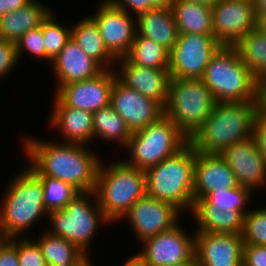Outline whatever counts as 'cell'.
<instances>
[{"label":"cell","instance_id":"cell-28","mask_svg":"<svg viewBox=\"0 0 266 266\" xmlns=\"http://www.w3.org/2000/svg\"><path fill=\"white\" fill-rule=\"evenodd\" d=\"M48 266H78L88 256L68 240L47 231L36 240Z\"/></svg>","mask_w":266,"mask_h":266},{"label":"cell","instance_id":"cell-43","mask_svg":"<svg viewBox=\"0 0 266 266\" xmlns=\"http://www.w3.org/2000/svg\"><path fill=\"white\" fill-rule=\"evenodd\" d=\"M32 0H0V17L27 5Z\"/></svg>","mask_w":266,"mask_h":266},{"label":"cell","instance_id":"cell-21","mask_svg":"<svg viewBox=\"0 0 266 266\" xmlns=\"http://www.w3.org/2000/svg\"><path fill=\"white\" fill-rule=\"evenodd\" d=\"M58 89L64 84L90 79L104 69L86 55L70 37L57 57L51 62Z\"/></svg>","mask_w":266,"mask_h":266},{"label":"cell","instance_id":"cell-4","mask_svg":"<svg viewBox=\"0 0 266 266\" xmlns=\"http://www.w3.org/2000/svg\"><path fill=\"white\" fill-rule=\"evenodd\" d=\"M19 172L9 180L0 205V231L9 238L21 237L38 218L48 216L41 179L28 166Z\"/></svg>","mask_w":266,"mask_h":266},{"label":"cell","instance_id":"cell-8","mask_svg":"<svg viewBox=\"0 0 266 266\" xmlns=\"http://www.w3.org/2000/svg\"><path fill=\"white\" fill-rule=\"evenodd\" d=\"M215 104L211 91L201 79L171 78L164 115L190 139Z\"/></svg>","mask_w":266,"mask_h":266},{"label":"cell","instance_id":"cell-2","mask_svg":"<svg viewBox=\"0 0 266 266\" xmlns=\"http://www.w3.org/2000/svg\"><path fill=\"white\" fill-rule=\"evenodd\" d=\"M259 101L216 102L209 117L189 139L196 152L220 154L226 147L252 137Z\"/></svg>","mask_w":266,"mask_h":266},{"label":"cell","instance_id":"cell-51","mask_svg":"<svg viewBox=\"0 0 266 266\" xmlns=\"http://www.w3.org/2000/svg\"><path fill=\"white\" fill-rule=\"evenodd\" d=\"M93 262L90 260V257L88 256L83 262H81L78 266H92ZM95 266V265H93Z\"/></svg>","mask_w":266,"mask_h":266},{"label":"cell","instance_id":"cell-18","mask_svg":"<svg viewBox=\"0 0 266 266\" xmlns=\"http://www.w3.org/2000/svg\"><path fill=\"white\" fill-rule=\"evenodd\" d=\"M220 155L224 158L239 185L255 189L266 185V166L253 138L226 147Z\"/></svg>","mask_w":266,"mask_h":266},{"label":"cell","instance_id":"cell-40","mask_svg":"<svg viewBox=\"0 0 266 266\" xmlns=\"http://www.w3.org/2000/svg\"><path fill=\"white\" fill-rule=\"evenodd\" d=\"M252 138L266 166V114L261 110L256 113L253 122Z\"/></svg>","mask_w":266,"mask_h":266},{"label":"cell","instance_id":"cell-5","mask_svg":"<svg viewBox=\"0 0 266 266\" xmlns=\"http://www.w3.org/2000/svg\"><path fill=\"white\" fill-rule=\"evenodd\" d=\"M105 164L100 163L94 192L106 218L115 223L146 194L145 171L123 160Z\"/></svg>","mask_w":266,"mask_h":266},{"label":"cell","instance_id":"cell-46","mask_svg":"<svg viewBox=\"0 0 266 266\" xmlns=\"http://www.w3.org/2000/svg\"><path fill=\"white\" fill-rule=\"evenodd\" d=\"M122 266H145L135 255L129 257Z\"/></svg>","mask_w":266,"mask_h":266},{"label":"cell","instance_id":"cell-37","mask_svg":"<svg viewBox=\"0 0 266 266\" xmlns=\"http://www.w3.org/2000/svg\"><path fill=\"white\" fill-rule=\"evenodd\" d=\"M18 261L20 266H48L36 241L18 237Z\"/></svg>","mask_w":266,"mask_h":266},{"label":"cell","instance_id":"cell-42","mask_svg":"<svg viewBox=\"0 0 266 266\" xmlns=\"http://www.w3.org/2000/svg\"><path fill=\"white\" fill-rule=\"evenodd\" d=\"M0 266H20L18 261V237H12L0 250Z\"/></svg>","mask_w":266,"mask_h":266},{"label":"cell","instance_id":"cell-26","mask_svg":"<svg viewBox=\"0 0 266 266\" xmlns=\"http://www.w3.org/2000/svg\"><path fill=\"white\" fill-rule=\"evenodd\" d=\"M196 232L242 234L244 214L230 208H193Z\"/></svg>","mask_w":266,"mask_h":266},{"label":"cell","instance_id":"cell-7","mask_svg":"<svg viewBox=\"0 0 266 266\" xmlns=\"http://www.w3.org/2000/svg\"><path fill=\"white\" fill-rule=\"evenodd\" d=\"M46 218L51 225L47 229L49 234L72 242L87 256L99 225L111 224L98 205L94 191L79 193L63 209L48 212Z\"/></svg>","mask_w":266,"mask_h":266},{"label":"cell","instance_id":"cell-11","mask_svg":"<svg viewBox=\"0 0 266 266\" xmlns=\"http://www.w3.org/2000/svg\"><path fill=\"white\" fill-rule=\"evenodd\" d=\"M184 230V231H183ZM142 249L134 255L145 266H168L187 261H197L195 257V232L190 236L179 223L172 229L145 239Z\"/></svg>","mask_w":266,"mask_h":266},{"label":"cell","instance_id":"cell-50","mask_svg":"<svg viewBox=\"0 0 266 266\" xmlns=\"http://www.w3.org/2000/svg\"><path fill=\"white\" fill-rule=\"evenodd\" d=\"M168 266H197V261H187L181 264L168 265Z\"/></svg>","mask_w":266,"mask_h":266},{"label":"cell","instance_id":"cell-31","mask_svg":"<svg viewBox=\"0 0 266 266\" xmlns=\"http://www.w3.org/2000/svg\"><path fill=\"white\" fill-rule=\"evenodd\" d=\"M170 52L153 40L135 35L130 52L125 56L132 64L169 70Z\"/></svg>","mask_w":266,"mask_h":266},{"label":"cell","instance_id":"cell-34","mask_svg":"<svg viewBox=\"0 0 266 266\" xmlns=\"http://www.w3.org/2000/svg\"><path fill=\"white\" fill-rule=\"evenodd\" d=\"M54 11L42 23V35L45 45V60L52 62L71 37V26H61L54 17Z\"/></svg>","mask_w":266,"mask_h":266},{"label":"cell","instance_id":"cell-35","mask_svg":"<svg viewBox=\"0 0 266 266\" xmlns=\"http://www.w3.org/2000/svg\"><path fill=\"white\" fill-rule=\"evenodd\" d=\"M243 244L266 246V206L255 208L244 215Z\"/></svg>","mask_w":266,"mask_h":266},{"label":"cell","instance_id":"cell-1","mask_svg":"<svg viewBox=\"0 0 266 266\" xmlns=\"http://www.w3.org/2000/svg\"><path fill=\"white\" fill-rule=\"evenodd\" d=\"M22 143L24 154L30 160V165L27 166L37 176H50L62 180L79 193L95 190L102 159L91 152L87 145L52 143L28 136Z\"/></svg>","mask_w":266,"mask_h":266},{"label":"cell","instance_id":"cell-12","mask_svg":"<svg viewBox=\"0 0 266 266\" xmlns=\"http://www.w3.org/2000/svg\"><path fill=\"white\" fill-rule=\"evenodd\" d=\"M211 9L213 35L222 46H234L257 28L253 0H220Z\"/></svg>","mask_w":266,"mask_h":266},{"label":"cell","instance_id":"cell-38","mask_svg":"<svg viewBox=\"0 0 266 266\" xmlns=\"http://www.w3.org/2000/svg\"><path fill=\"white\" fill-rule=\"evenodd\" d=\"M113 6L138 15L154 8H171L175 0H107ZM131 10V11H130ZM132 12V13H131Z\"/></svg>","mask_w":266,"mask_h":266},{"label":"cell","instance_id":"cell-36","mask_svg":"<svg viewBox=\"0 0 266 266\" xmlns=\"http://www.w3.org/2000/svg\"><path fill=\"white\" fill-rule=\"evenodd\" d=\"M17 56L21 59L23 51H27L34 58L45 59V45L42 35V25L26 32L16 43Z\"/></svg>","mask_w":266,"mask_h":266},{"label":"cell","instance_id":"cell-22","mask_svg":"<svg viewBox=\"0 0 266 266\" xmlns=\"http://www.w3.org/2000/svg\"><path fill=\"white\" fill-rule=\"evenodd\" d=\"M51 111L52 128L61 133L64 143L88 144L94 140L93 113L65 106L55 95Z\"/></svg>","mask_w":266,"mask_h":266},{"label":"cell","instance_id":"cell-49","mask_svg":"<svg viewBox=\"0 0 266 266\" xmlns=\"http://www.w3.org/2000/svg\"><path fill=\"white\" fill-rule=\"evenodd\" d=\"M10 240V238L4 234L2 231H0V250L3 248V246Z\"/></svg>","mask_w":266,"mask_h":266},{"label":"cell","instance_id":"cell-10","mask_svg":"<svg viewBox=\"0 0 266 266\" xmlns=\"http://www.w3.org/2000/svg\"><path fill=\"white\" fill-rule=\"evenodd\" d=\"M221 46L214 35L179 34L169 54L171 78L201 79Z\"/></svg>","mask_w":266,"mask_h":266},{"label":"cell","instance_id":"cell-39","mask_svg":"<svg viewBox=\"0 0 266 266\" xmlns=\"http://www.w3.org/2000/svg\"><path fill=\"white\" fill-rule=\"evenodd\" d=\"M18 60L16 43L0 39V79L16 67Z\"/></svg>","mask_w":266,"mask_h":266},{"label":"cell","instance_id":"cell-19","mask_svg":"<svg viewBox=\"0 0 266 266\" xmlns=\"http://www.w3.org/2000/svg\"><path fill=\"white\" fill-rule=\"evenodd\" d=\"M118 63V64H117ZM121 73L117 78L128 88L158 102L163 108L168 99L171 75L169 70L154 69L132 64L126 57L118 58Z\"/></svg>","mask_w":266,"mask_h":266},{"label":"cell","instance_id":"cell-20","mask_svg":"<svg viewBox=\"0 0 266 266\" xmlns=\"http://www.w3.org/2000/svg\"><path fill=\"white\" fill-rule=\"evenodd\" d=\"M238 186L234 173L220 154L196 152L194 204L211 191L231 189Z\"/></svg>","mask_w":266,"mask_h":266},{"label":"cell","instance_id":"cell-47","mask_svg":"<svg viewBox=\"0 0 266 266\" xmlns=\"http://www.w3.org/2000/svg\"><path fill=\"white\" fill-rule=\"evenodd\" d=\"M194 3H199L210 8L214 7L220 0H186Z\"/></svg>","mask_w":266,"mask_h":266},{"label":"cell","instance_id":"cell-16","mask_svg":"<svg viewBox=\"0 0 266 266\" xmlns=\"http://www.w3.org/2000/svg\"><path fill=\"white\" fill-rule=\"evenodd\" d=\"M110 105L132 133L142 130L164 115V108L158 102L128 88L118 78L111 89Z\"/></svg>","mask_w":266,"mask_h":266},{"label":"cell","instance_id":"cell-29","mask_svg":"<svg viewBox=\"0 0 266 266\" xmlns=\"http://www.w3.org/2000/svg\"><path fill=\"white\" fill-rule=\"evenodd\" d=\"M234 47L253 76L259 82L266 79V33L257 27L243 36Z\"/></svg>","mask_w":266,"mask_h":266},{"label":"cell","instance_id":"cell-3","mask_svg":"<svg viewBox=\"0 0 266 266\" xmlns=\"http://www.w3.org/2000/svg\"><path fill=\"white\" fill-rule=\"evenodd\" d=\"M196 151L188 142L173 156L145 170L146 194L192 212Z\"/></svg>","mask_w":266,"mask_h":266},{"label":"cell","instance_id":"cell-27","mask_svg":"<svg viewBox=\"0 0 266 266\" xmlns=\"http://www.w3.org/2000/svg\"><path fill=\"white\" fill-rule=\"evenodd\" d=\"M171 10L179 34L213 35L210 7L186 0H175Z\"/></svg>","mask_w":266,"mask_h":266},{"label":"cell","instance_id":"cell-15","mask_svg":"<svg viewBox=\"0 0 266 266\" xmlns=\"http://www.w3.org/2000/svg\"><path fill=\"white\" fill-rule=\"evenodd\" d=\"M98 8L90 17L95 21L106 48L116 59L125 57L136 35V19L107 0Z\"/></svg>","mask_w":266,"mask_h":266},{"label":"cell","instance_id":"cell-24","mask_svg":"<svg viewBox=\"0 0 266 266\" xmlns=\"http://www.w3.org/2000/svg\"><path fill=\"white\" fill-rule=\"evenodd\" d=\"M53 10L32 0L27 5L0 17V39L17 43L29 30L42 25L43 21Z\"/></svg>","mask_w":266,"mask_h":266},{"label":"cell","instance_id":"cell-33","mask_svg":"<svg viewBox=\"0 0 266 266\" xmlns=\"http://www.w3.org/2000/svg\"><path fill=\"white\" fill-rule=\"evenodd\" d=\"M44 193L45 209L50 212L63 209L79 192L70 184L50 176H38Z\"/></svg>","mask_w":266,"mask_h":266},{"label":"cell","instance_id":"cell-48","mask_svg":"<svg viewBox=\"0 0 266 266\" xmlns=\"http://www.w3.org/2000/svg\"><path fill=\"white\" fill-rule=\"evenodd\" d=\"M257 27L264 33H266V14L262 15L258 20H257Z\"/></svg>","mask_w":266,"mask_h":266},{"label":"cell","instance_id":"cell-30","mask_svg":"<svg viewBox=\"0 0 266 266\" xmlns=\"http://www.w3.org/2000/svg\"><path fill=\"white\" fill-rule=\"evenodd\" d=\"M94 139L117 142L125 148L131 138L132 132L125 121L109 104L93 113Z\"/></svg>","mask_w":266,"mask_h":266},{"label":"cell","instance_id":"cell-41","mask_svg":"<svg viewBox=\"0 0 266 266\" xmlns=\"http://www.w3.org/2000/svg\"><path fill=\"white\" fill-rule=\"evenodd\" d=\"M242 266H266V246L243 244Z\"/></svg>","mask_w":266,"mask_h":266},{"label":"cell","instance_id":"cell-45","mask_svg":"<svg viewBox=\"0 0 266 266\" xmlns=\"http://www.w3.org/2000/svg\"><path fill=\"white\" fill-rule=\"evenodd\" d=\"M257 20L266 14V0H253Z\"/></svg>","mask_w":266,"mask_h":266},{"label":"cell","instance_id":"cell-9","mask_svg":"<svg viewBox=\"0 0 266 266\" xmlns=\"http://www.w3.org/2000/svg\"><path fill=\"white\" fill-rule=\"evenodd\" d=\"M189 139L165 115L142 130L132 133L125 149L131 156L123 161L140 170H147L183 148Z\"/></svg>","mask_w":266,"mask_h":266},{"label":"cell","instance_id":"cell-32","mask_svg":"<svg viewBox=\"0 0 266 266\" xmlns=\"http://www.w3.org/2000/svg\"><path fill=\"white\" fill-rule=\"evenodd\" d=\"M251 194L253 195L252 190L241 185L231 189L214 190L198 200L193 208H230L246 215L250 208L246 209L245 205L251 200Z\"/></svg>","mask_w":266,"mask_h":266},{"label":"cell","instance_id":"cell-44","mask_svg":"<svg viewBox=\"0 0 266 266\" xmlns=\"http://www.w3.org/2000/svg\"><path fill=\"white\" fill-rule=\"evenodd\" d=\"M260 110L266 114V79L259 82Z\"/></svg>","mask_w":266,"mask_h":266},{"label":"cell","instance_id":"cell-14","mask_svg":"<svg viewBox=\"0 0 266 266\" xmlns=\"http://www.w3.org/2000/svg\"><path fill=\"white\" fill-rule=\"evenodd\" d=\"M117 69H104L98 75L56 89L55 95L65 106L91 113L110 104V94Z\"/></svg>","mask_w":266,"mask_h":266},{"label":"cell","instance_id":"cell-6","mask_svg":"<svg viewBox=\"0 0 266 266\" xmlns=\"http://www.w3.org/2000/svg\"><path fill=\"white\" fill-rule=\"evenodd\" d=\"M216 102L259 101V81L234 46H221L201 78Z\"/></svg>","mask_w":266,"mask_h":266},{"label":"cell","instance_id":"cell-17","mask_svg":"<svg viewBox=\"0 0 266 266\" xmlns=\"http://www.w3.org/2000/svg\"><path fill=\"white\" fill-rule=\"evenodd\" d=\"M197 266H242V235L195 232Z\"/></svg>","mask_w":266,"mask_h":266},{"label":"cell","instance_id":"cell-25","mask_svg":"<svg viewBox=\"0 0 266 266\" xmlns=\"http://www.w3.org/2000/svg\"><path fill=\"white\" fill-rule=\"evenodd\" d=\"M71 38L103 69H114L113 66L116 68L117 59L106 48L104 39L90 16L84 17L71 27Z\"/></svg>","mask_w":266,"mask_h":266},{"label":"cell","instance_id":"cell-23","mask_svg":"<svg viewBox=\"0 0 266 266\" xmlns=\"http://www.w3.org/2000/svg\"><path fill=\"white\" fill-rule=\"evenodd\" d=\"M136 35L153 40L169 52L179 32L171 8H154L135 16Z\"/></svg>","mask_w":266,"mask_h":266},{"label":"cell","instance_id":"cell-13","mask_svg":"<svg viewBox=\"0 0 266 266\" xmlns=\"http://www.w3.org/2000/svg\"><path fill=\"white\" fill-rule=\"evenodd\" d=\"M182 213L173 204L156 200L145 194L122 217L131 225L138 241L172 229L180 223Z\"/></svg>","mask_w":266,"mask_h":266}]
</instances>
